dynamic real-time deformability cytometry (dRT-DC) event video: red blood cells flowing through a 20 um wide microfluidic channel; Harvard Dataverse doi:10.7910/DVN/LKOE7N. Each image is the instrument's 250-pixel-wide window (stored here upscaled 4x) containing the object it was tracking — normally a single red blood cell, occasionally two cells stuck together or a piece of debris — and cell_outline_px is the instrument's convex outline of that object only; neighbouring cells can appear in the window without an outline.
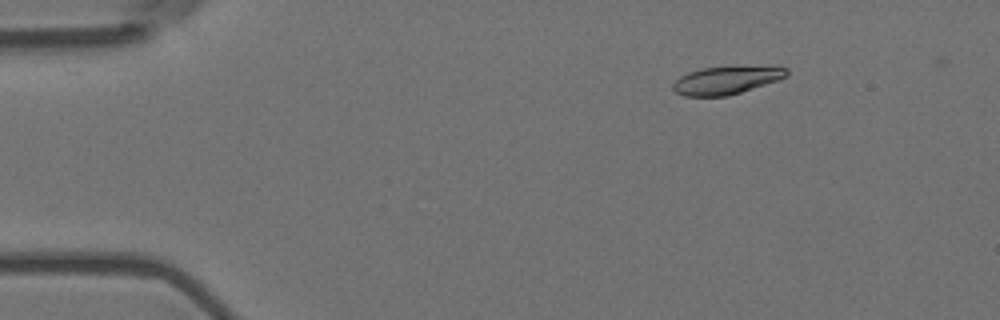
{"species": "Egyptian fruit bat (a non-hibernating species)", "species_latin": "Rousettus aegyptiacus", "temperature_condition": "room temperature", "stored_images_in_passage": 11, "camera_frame_rate_fps": 3000, "um_per_image_px": 0.085, "animal": {"sex": "female"}, "frame": {"image": 1, "passage_image": 2, "time_ms": 0.333, "image_size_px": [1000, 320], "cell_outline_px": [[788, 76], [780, 80], [728, 96], [684, 96], [676, 92], [672, 88], [672, 84], [680, 76], [688, 72], [700, 68], [732, 64], [776, 64], [788, 68]], "centroid_in_image_um": [61.86, 6.74], "position_along_channel_um": 23.1, "area_um2": 19.83}}
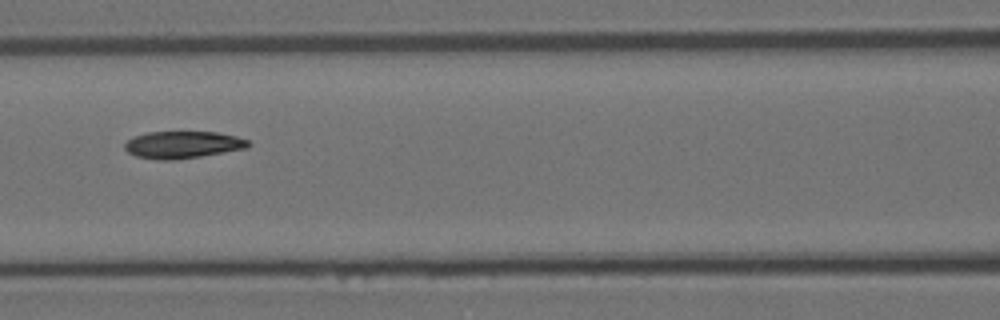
{"frame": {"image": 2, "passage_image": 7, "time_ms": 2.0, "image_size_px": [1000, 320], "cell_outline_px": [[252, 144], [248, 148], [200, 156], [172, 160], [160, 160], [136, 156], [128, 152], [124, 148], [124, 144], [132, 136], [148, 132], [216, 132], [236, 136], [248, 140]], "centroid_in_image_um": [15.53, 12.3], "position_along_channel_um": 151.1, "area_um2": 19.54}}
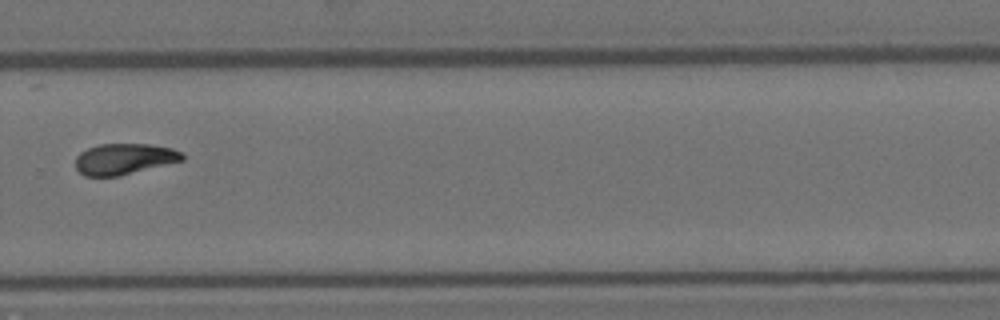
{"frame": {"image": 3, "passage_image": 11, "time_ms": 3.333, "image_size_px": [1000, 320], "cell_outline_px": [[184, 160], [120, 176], [84, 176], [76, 168], [76, 156], [80, 152], [88, 148], [100, 144], [152, 144], [172, 148], [184, 152]], "centroid_in_image_um": [10.58, 13.51], "position_along_channel_um": 319.2, "area_um2": 19.42}}